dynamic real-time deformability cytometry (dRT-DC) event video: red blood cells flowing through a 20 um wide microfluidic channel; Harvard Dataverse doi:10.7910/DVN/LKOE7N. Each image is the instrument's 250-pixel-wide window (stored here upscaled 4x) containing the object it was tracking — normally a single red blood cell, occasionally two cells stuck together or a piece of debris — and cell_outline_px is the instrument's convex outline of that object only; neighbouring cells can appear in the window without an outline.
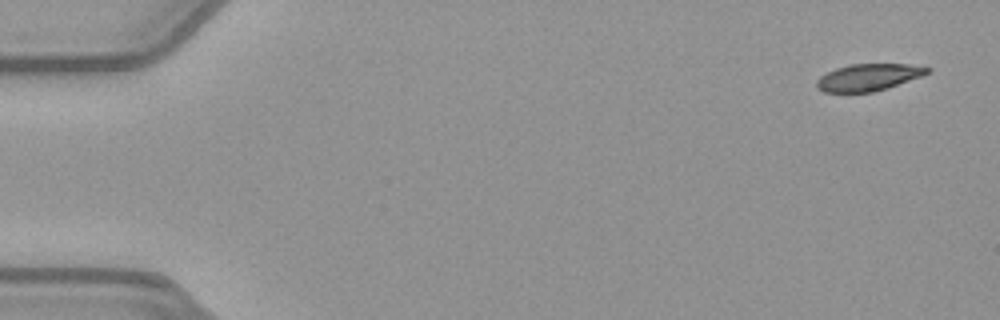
{"species": "common noctule bat (a hibernating species)", "species_latin": "Nyctalus noctula", "temperature_condition": "warm", "stored_images_in_passage": 51, "camera_frame_rate_fps": 3000, "um_per_image_px": 0.085, "animal": {"sex": "female", "body_mass_g": 21.9}, "frame": {"image": 1, "passage_image": 1, "time_ms": 0.0, "image_size_px": [1000, 320], "cell_outline_px": [[932, 68], [928, 72], [920, 76], [872, 92], [824, 92], [816, 88], [816, 80], [820, 76], [836, 68], [852, 64], [908, 64]], "centroid_in_image_um": [73.75, 6.56], "position_along_channel_um": 11.3, "area_um2": 16.99}}
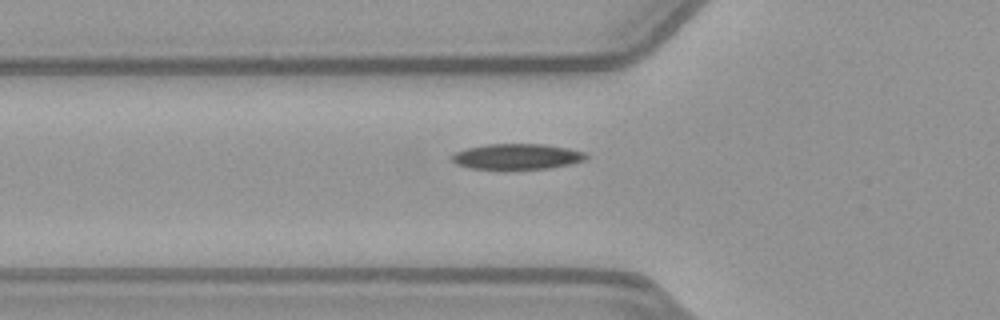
{"frame": {"image": 2, "passage_image": 17, "time_ms": 5.333, "image_size_px": [1000, 320], "cell_outline_px": [[588, 156], [584, 160], [572, 164], [548, 168], [472, 168], [456, 164], [448, 156], [456, 152], [468, 148], [488, 144], [544, 144], [568, 148], [584, 152]], "centroid_in_image_um": [43.95, 13.29], "position_along_channel_um": 81.8, "area_um2": 19.71}}
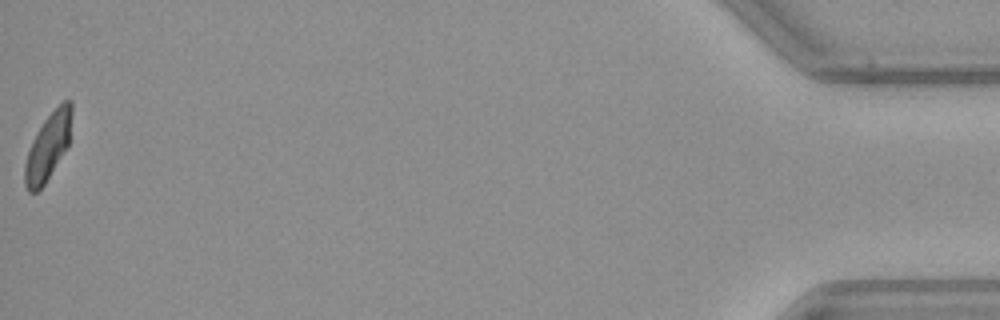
{"frame": {"image": 3, "passage_image": 51, "time_ms": 16.667, "image_size_px": [1000, 320], "cell_outline_px": [[72, 112], [68, 144], [44, 184], [36, 192], [28, 192], [24, 184], [24, 164], [32, 140], [44, 120], [64, 100], [72, 100]], "centroid_in_image_um": [4.06, 12.46], "position_along_channel_um": 431.1, "area_um2": 17.8}, "authors_computed_cell_mechanics": {"area_um2": 19.4786, "velocity_mm_per_s": 3.9638, "shape_relaxation_time_tau1_ms": 6.8056, "shape_relaxation_time_tau2_ms": 4.574, "deformation_change_tau1": 0.1879, "deformation_change_tau2": 0.1042}}